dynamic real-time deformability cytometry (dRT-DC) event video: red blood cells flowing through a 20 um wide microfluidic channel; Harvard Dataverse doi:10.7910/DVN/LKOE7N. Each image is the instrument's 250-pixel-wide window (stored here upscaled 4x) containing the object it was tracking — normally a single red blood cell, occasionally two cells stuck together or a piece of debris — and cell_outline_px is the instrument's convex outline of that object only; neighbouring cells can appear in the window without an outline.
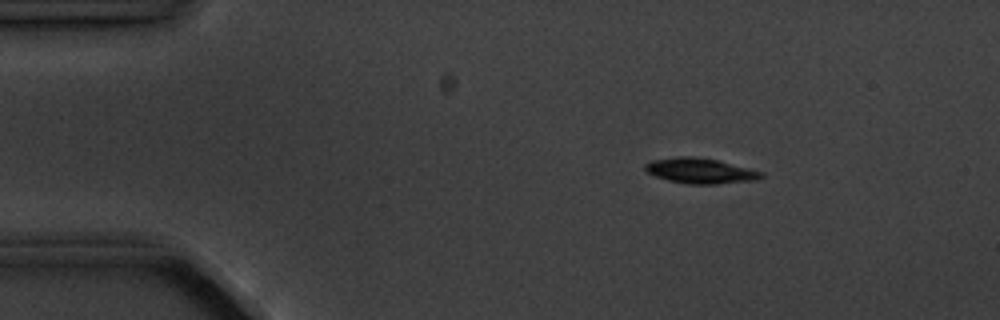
{"species": "common noctule bat (a hibernating species)", "species_latin": "Nyctalus noctula", "temperature_condition": "cold", "stored_images_in_passage": 4, "camera_frame_rate_fps": 3000, "um_per_image_px": 0.085, "animal": {"sex": "male", "body_mass_g": 20.1, "forearm_length_mm": 53.5}, "frame": {"image": 1, "passage_image": 3, "time_ms": 2.333, "image_size_px": [1000, 320], "cell_outline_px": [[764, 176], [756, 180], [716, 184], [688, 184], [668, 180], [656, 176], [648, 172], [644, 168], [644, 164], [652, 160], [680, 156], [692, 156], [716, 160], [764, 172]], "centroid_in_image_um": [59.52, 14.52], "position_along_channel_um": 25.5, "area_um2": 16.99}}